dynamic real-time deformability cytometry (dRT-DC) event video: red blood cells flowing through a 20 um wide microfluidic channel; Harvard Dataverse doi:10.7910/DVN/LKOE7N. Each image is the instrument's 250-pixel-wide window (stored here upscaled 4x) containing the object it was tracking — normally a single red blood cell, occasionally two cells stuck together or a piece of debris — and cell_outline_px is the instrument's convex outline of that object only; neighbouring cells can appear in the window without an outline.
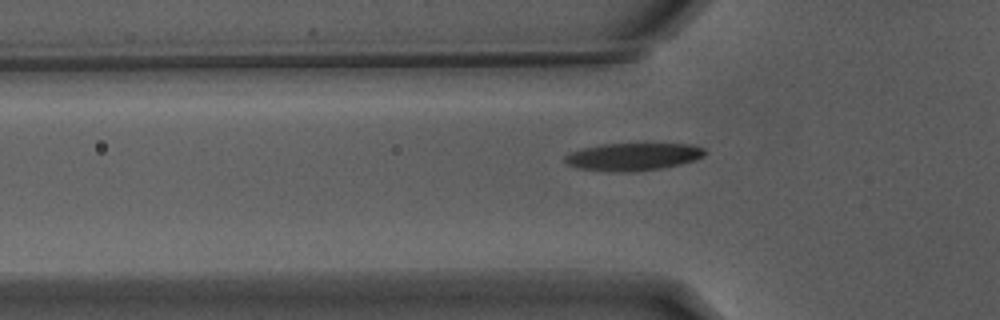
{"species": "Egyptian fruit bat (a non-hibernating species)", "species_latin": "Rousettus aegyptiacus", "temperature_condition": "warm", "stored_images_in_passage": 41, "camera_frame_rate_fps": 3000, "um_per_image_px": 0.085, "animal": {"sex": "male"}, "frame": {"image": 1, "passage_image": 12, "time_ms": 3.667, "image_size_px": [1000, 320], "cell_outline_px": [[708, 152], [704, 156], [680, 164], [660, 168], [628, 172], [624, 172], [580, 168], [568, 164], [564, 160], [564, 156], [572, 152], [584, 148], [604, 144], [692, 144], [704, 148]], "centroid_in_image_um": [53.85, 13.31], "position_along_channel_um": 71.9, "area_um2": 22.02}}
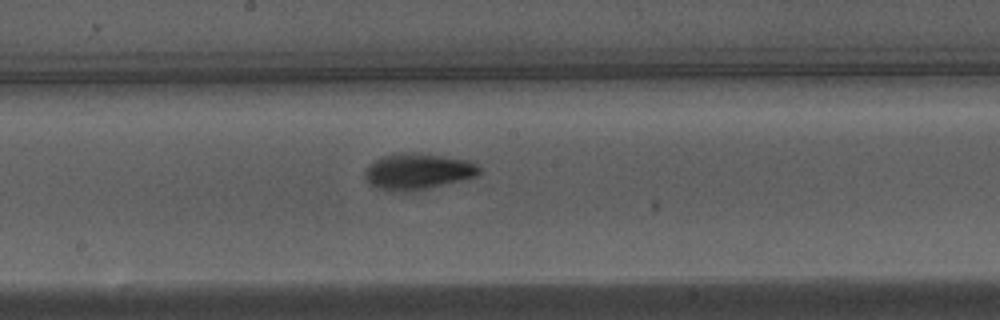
{"frame": {"image": 2, "passage_image": 23, "time_ms": 7.333, "image_size_px": [1000, 320], "cell_outline_px": [[480, 172], [476, 176], [412, 192], [404, 192], [376, 188], [364, 176], [364, 172], [368, 164], [384, 156], [400, 152], [416, 152], [468, 160], [476, 164], [480, 168]], "centroid_in_image_um": [35.49, 14.56], "position_along_channel_um": 212.7, "area_um2": 23.93}}
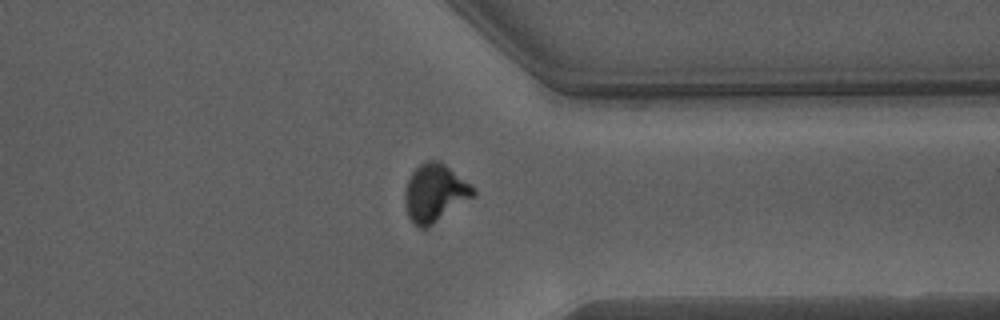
{"frame": {"image": 3, "passage_image": 36, "time_ms": 11.667, "image_size_px": [1000, 320], "cell_outline_px": [[476, 192], [472, 196], [432, 224], [424, 228], [416, 228], [408, 216], [404, 196], [404, 192], [408, 180], [412, 172], [420, 164], [428, 160], [440, 160], [476, 188]], "centroid_in_image_um": [36.93, 16.37], "position_along_channel_um": 374.5, "area_um2": 22.66}, "authors_computed_cell_mechanics": {"area_um2": 22.3108, "velocity_mm_per_s": 3.8225, "shape_relaxation_time_tau1_ms": 2.948, "shape_relaxation_time_tau2_ms": 1.3416, "deformation_change_tau1": 0.188, "deformation_change_tau2": 0.0472}}